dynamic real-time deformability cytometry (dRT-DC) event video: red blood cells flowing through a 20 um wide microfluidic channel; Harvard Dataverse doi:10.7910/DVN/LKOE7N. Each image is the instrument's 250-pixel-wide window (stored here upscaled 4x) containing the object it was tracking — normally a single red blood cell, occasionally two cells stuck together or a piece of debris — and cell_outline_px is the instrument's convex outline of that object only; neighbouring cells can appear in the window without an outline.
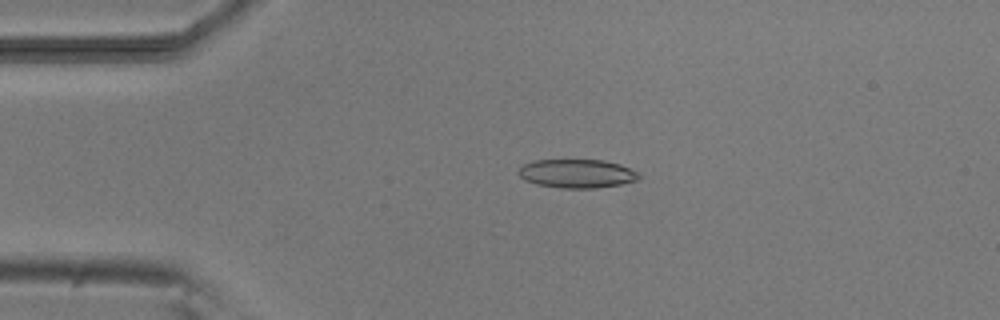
{"species": "common noctule bat (a hibernating species)", "species_latin": "Nyctalus noctula", "temperature_condition": "room temperature", "stored_images_in_passage": 5, "camera_frame_rate_fps": 3000, "um_per_image_px": 0.085, "animal": {"sex": "male", "body_mass_g": 20.5, "forearm_length_mm": 52.5}, "frame": {"image": 1, "passage_image": 3, "time_ms": 2.333, "image_size_px": [1000, 320], "cell_outline_px": [[640, 180], [620, 184], [596, 188], [560, 188], [536, 184], [524, 180], [520, 176], [520, 168], [524, 164], [536, 160], [604, 160], [620, 164], [640, 172]], "centroid_in_image_um": [49.1, 14.76], "position_along_channel_um": 35.9, "area_um2": 20.17}}
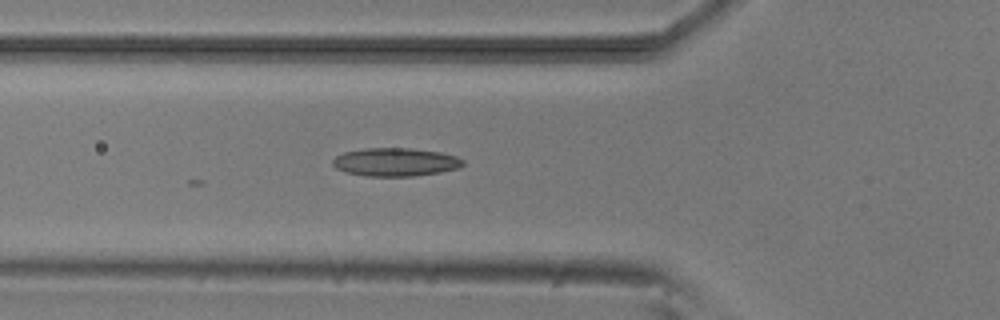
{"frame": {"image": 2, "passage_image": 5, "time_ms": 4.667, "image_size_px": [1000, 320], "cell_outline_px": [[464, 164], [460, 168], [440, 172], [412, 176], [364, 176], [344, 172], [336, 168], [332, 164], [332, 160], [336, 156], [344, 152], [364, 148], [412, 148], [440, 152], [456, 156], [464, 160]], "centroid_in_image_um": [33.6, 13.77], "position_along_channel_um": 92.2, "area_um2": 21.62}}